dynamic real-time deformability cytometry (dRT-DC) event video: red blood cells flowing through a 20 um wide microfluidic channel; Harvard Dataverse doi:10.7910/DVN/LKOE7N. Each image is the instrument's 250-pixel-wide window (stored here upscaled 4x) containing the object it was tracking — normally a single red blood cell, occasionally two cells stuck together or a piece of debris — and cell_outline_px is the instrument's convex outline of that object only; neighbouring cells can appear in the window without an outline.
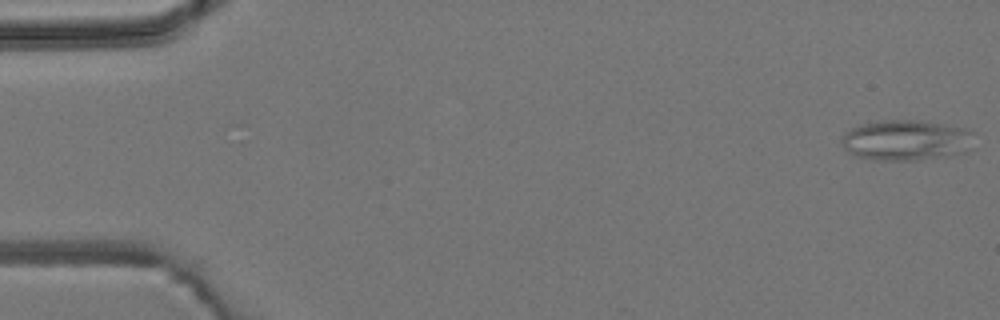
{"species": "common noctule bat (a hibernating species)", "species_latin": "Nyctalus noctula", "temperature_condition": "room temperature", "stored_images_in_passage": 4, "camera_frame_rate_fps": 3000, "um_per_image_px": 0.085, "animal": {"sex": "male", "body_mass_g": 19.2, "forearm_length_mm": 51.8}, "frame": {"image": 1, "passage_image": 1, "time_ms": 0.0, "image_size_px": [1000, 320], "cell_outline_px": [[976, 132], [972, 148], [968, 152], [948, 156], [916, 160], [872, 160], [856, 156], [848, 152], [844, 148], [840, 140], [844, 132], [860, 124], [884, 120], [920, 120], [968, 128]], "centroid_in_image_um": [77.08, 11.92], "position_along_channel_um": 7.9, "area_um2": 32.08}}